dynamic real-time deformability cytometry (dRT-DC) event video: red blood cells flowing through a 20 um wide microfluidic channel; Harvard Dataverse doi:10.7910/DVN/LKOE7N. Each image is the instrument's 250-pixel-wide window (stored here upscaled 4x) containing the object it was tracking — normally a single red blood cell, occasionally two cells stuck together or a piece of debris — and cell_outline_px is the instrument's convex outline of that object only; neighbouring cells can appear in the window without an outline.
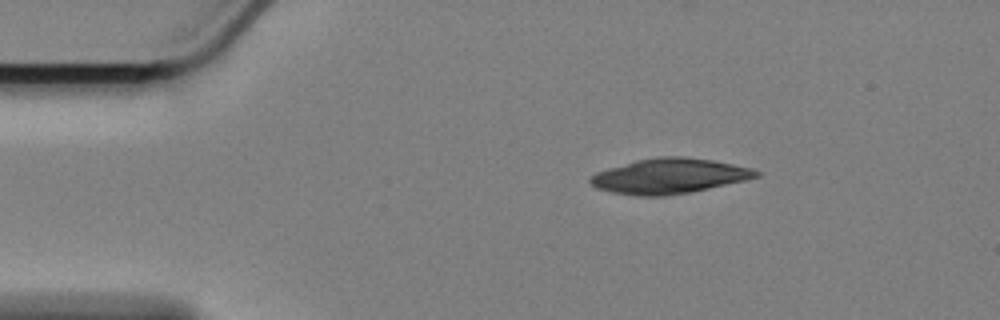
{"species": "Egyptian fruit bat (a non-hibernating species)", "species_latin": "Rousettus aegyptiacus", "temperature_condition": "cold", "stored_images_in_passage": 49, "camera_frame_rate_fps": 3000, "um_per_image_px": 0.085, "animal": {"sex": "female"}, "frame": {"image": 1, "passage_image": 1, "time_ms": 0.0, "image_size_px": [1000, 320], "cell_outline_px": [[760, 176], [744, 180], [692, 192], [664, 196], [636, 196], [612, 192], [596, 188], [588, 180], [596, 172], [608, 168], [636, 160], [656, 156], [680, 156], [712, 160], [752, 168], [760, 172]], "centroid_in_image_um": [56.87, 14.96], "position_along_channel_um": 28.1, "area_um2": 33.87}}